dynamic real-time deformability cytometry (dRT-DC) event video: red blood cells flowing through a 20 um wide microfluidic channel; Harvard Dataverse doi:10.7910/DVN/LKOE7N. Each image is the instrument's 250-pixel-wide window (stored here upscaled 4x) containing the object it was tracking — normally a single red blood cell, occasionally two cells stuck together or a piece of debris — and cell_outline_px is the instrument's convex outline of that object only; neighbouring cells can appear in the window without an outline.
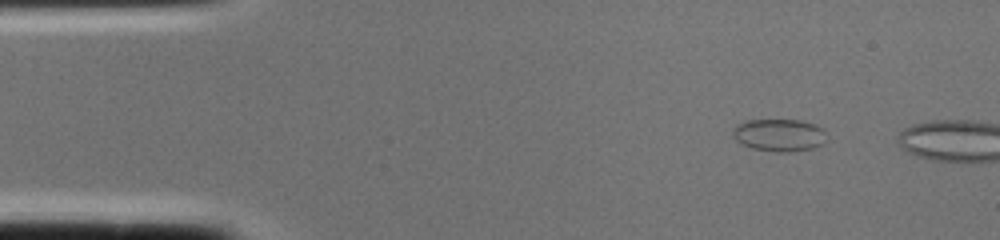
{"species": "common noctule bat (a hibernating species)", "species_latin": "Nyctalus noctula", "temperature_condition": "cold", "stored_images_in_passage": 2, "camera_frame_rate_fps": 3000, "um_per_image_px": 0.085, "animal": {"sex": "female", "body_mass_g": 22.0, "forearm_length_mm": 56.7}, "frame": {"image": 1, "passage_image": 1, "time_ms": 0.0, "image_size_px": [1000, 240], "cell_outline_px": [[824, 132], [820, 144], [812, 148], [788, 152], [776, 152], [752, 148], [740, 144], [732, 136], [732, 132], [736, 124], [748, 120], [800, 120], [812, 124], [820, 128]], "centroid_in_image_um": [66.12, 11.48], "position_along_channel_um": 18.9, "area_um2": 17.4}}